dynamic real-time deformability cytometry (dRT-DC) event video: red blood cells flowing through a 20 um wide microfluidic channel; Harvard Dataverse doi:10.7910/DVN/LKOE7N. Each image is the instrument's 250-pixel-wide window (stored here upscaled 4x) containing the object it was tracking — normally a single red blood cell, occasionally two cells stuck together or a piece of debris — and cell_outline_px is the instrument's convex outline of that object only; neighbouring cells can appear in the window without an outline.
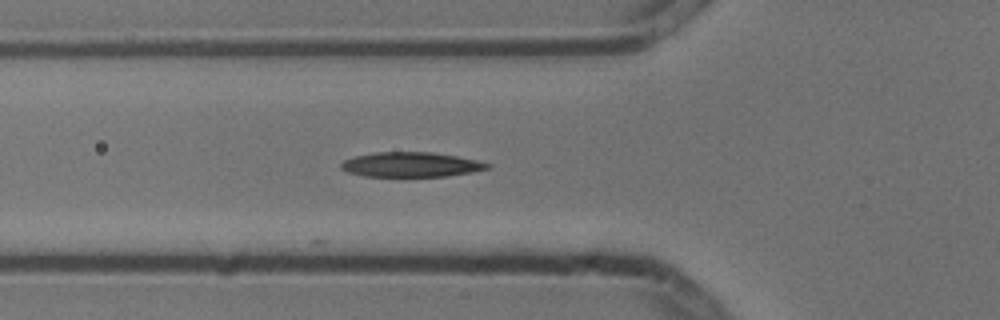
{"species": "common noctule bat (a hibernating species)", "species_latin": "Nyctalus noctula", "temperature_condition": "cold", "stored_images_in_passage": 3, "camera_frame_rate_fps": 3000, "um_per_image_px": 0.085, "animal": {"sex": "male", "body_mass_g": 13.3}, "frame": {"image": 1, "passage_image": 3, "time_ms": 0.667, "image_size_px": [1000, 320], "cell_outline_px": [[492, 168], [472, 172], [448, 176], [364, 176], [348, 172], [340, 168], [340, 164], [344, 160], [356, 156], [372, 152], [432, 152], [456, 156], [476, 160], [492, 164]], "centroid_in_image_um": [34.95, 13.99], "position_along_channel_um": 90.8, "area_um2": 21.15}}